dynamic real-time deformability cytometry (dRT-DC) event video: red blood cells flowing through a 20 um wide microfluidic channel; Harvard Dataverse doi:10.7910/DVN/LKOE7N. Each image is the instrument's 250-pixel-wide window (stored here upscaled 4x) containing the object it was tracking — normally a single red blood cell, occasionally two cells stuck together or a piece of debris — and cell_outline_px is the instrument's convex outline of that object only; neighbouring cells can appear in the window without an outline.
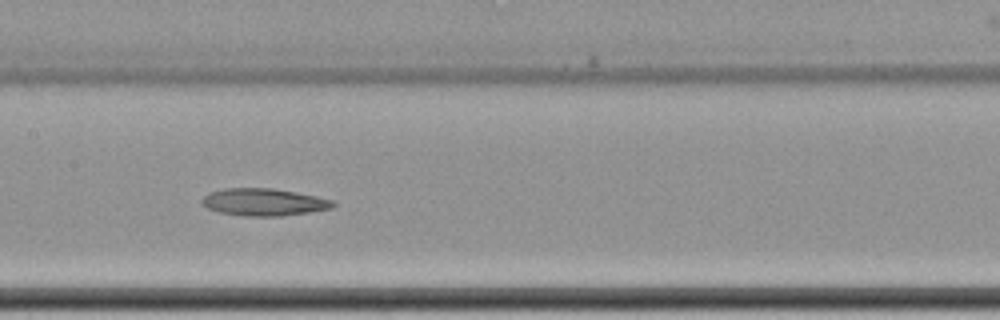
{"species": "common noctule bat (a hibernating species)", "species_latin": "Nyctalus noctula", "temperature_condition": "cold", "stored_images_in_passage": 10, "camera_frame_rate_fps": 3000, "um_per_image_px": 0.085, "animal": {"sex": "female", "body_mass_g": 22.7, "forearm_length_mm": 54.2}, "frame": {"image": 1, "passage_image": 9, "time_ms": 9.333, "image_size_px": [1000, 320], "cell_outline_px": [[336, 204], [332, 208], [308, 212], [280, 216], [244, 216], [220, 212], [208, 208], [200, 204], [200, 200], [208, 192], [224, 188], [272, 188], [316, 196], [332, 200]], "centroid_in_image_um": [22.37, 17.17], "position_along_channel_um": 185.0, "area_um2": 20.81}}
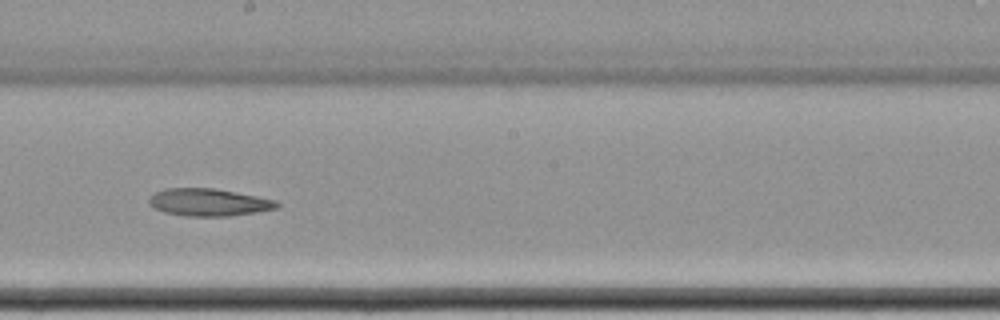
{"frame": {"image": 2, "passage_image": 10, "time_ms": 10.667, "image_size_px": [1000, 320], "cell_outline_px": [[280, 208], [228, 216], [184, 216], [164, 212], [152, 208], [148, 204], [148, 200], [156, 192], [164, 188], [216, 188], [276, 200], [280, 204]], "centroid_in_image_um": [17.72, 17.19], "position_along_channel_um": 230.5, "area_um2": 20.52}}